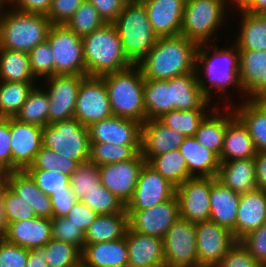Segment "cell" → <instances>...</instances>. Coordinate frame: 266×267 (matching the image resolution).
Here are the masks:
<instances>
[{"label": "cell", "instance_id": "obj_64", "mask_svg": "<svg viewBox=\"0 0 266 267\" xmlns=\"http://www.w3.org/2000/svg\"><path fill=\"white\" fill-rule=\"evenodd\" d=\"M244 10L255 15H266V0H251Z\"/></svg>", "mask_w": 266, "mask_h": 267}, {"label": "cell", "instance_id": "obj_32", "mask_svg": "<svg viewBox=\"0 0 266 267\" xmlns=\"http://www.w3.org/2000/svg\"><path fill=\"white\" fill-rule=\"evenodd\" d=\"M172 110L209 108L210 101L201 91L196 71L171 78Z\"/></svg>", "mask_w": 266, "mask_h": 267}, {"label": "cell", "instance_id": "obj_68", "mask_svg": "<svg viewBox=\"0 0 266 267\" xmlns=\"http://www.w3.org/2000/svg\"><path fill=\"white\" fill-rule=\"evenodd\" d=\"M4 177H5V172L0 168V189L1 186L4 184Z\"/></svg>", "mask_w": 266, "mask_h": 267}, {"label": "cell", "instance_id": "obj_5", "mask_svg": "<svg viewBox=\"0 0 266 267\" xmlns=\"http://www.w3.org/2000/svg\"><path fill=\"white\" fill-rule=\"evenodd\" d=\"M52 24L46 15L0 11V48L29 53L47 41Z\"/></svg>", "mask_w": 266, "mask_h": 267}, {"label": "cell", "instance_id": "obj_70", "mask_svg": "<svg viewBox=\"0 0 266 267\" xmlns=\"http://www.w3.org/2000/svg\"><path fill=\"white\" fill-rule=\"evenodd\" d=\"M157 267H178V266H172V265L163 264V265H160V266H157Z\"/></svg>", "mask_w": 266, "mask_h": 267}, {"label": "cell", "instance_id": "obj_65", "mask_svg": "<svg viewBox=\"0 0 266 267\" xmlns=\"http://www.w3.org/2000/svg\"><path fill=\"white\" fill-rule=\"evenodd\" d=\"M6 232L5 218L3 215L2 186L0 189V238H4Z\"/></svg>", "mask_w": 266, "mask_h": 267}, {"label": "cell", "instance_id": "obj_35", "mask_svg": "<svg viewBox=\"0 0 266 267\" xmlns=\"http://www.w3.org/2000/svg\"><path fill=\"white\" fill-rule=\"evenodd\" d=\"M144 109L146 121L159 119L165 113L172 111L171 79H145Z\"/></svg>", "mask_w": 266, "mask_h": 267}, {"label": "cell", "instance_id": "obj_6", "mask_svg": "<svg viewBox=\"0 0 266 267\" xmlns=\"http://www.w3.org/2000/svg\"><path fill=\"white\" fill-rule=\"evenodd\" d=\"M113 24L124 53L133 64H137L158 39L149 22L146 7L140 0H129Z\"/></svg>", "mask_w": 266, "mask_h": 267}, {"label": "cell", "instance_id": "obj_24", "mask_svg": "<svg viewBox=\"0 0 266 267\" xmlns=\"http://www.w3.org/2000/svg\"><path fill=\"white\" fill-rule=\"evenodd\" d=\"M126 241L128 267H157L165 264L162 238L140 234L128 227Z\"/></svg>", "mask_w": 266, "mask_h": 267}, {"label": "cell", "instance_id": "obj_12", "mask_svg": "<svg viewBox=\"0 0 266 267\" xmlns=\"http://www.w3.org/2000/svg\"><path fill=\"white\" fill-rule=\"evenodd\" d=\"M211 177H192L176 187L180 218L194 224L210 219Z\"/></svg>", "mask_w": 266, "mask_h": 267}, {"label": "cell", "instance_id": "obj_31", "mask_svg": "<svg viewBox=\"0 0 266 267\" xmlns=\"http://www.w3.org/2000/svg\"><path fill=\"white\" fill-rule=\"evenodd\" d=\"M178 150L184 156L192 177H217L219 157L198 143L194 136L185 137Z\"/></svg>", "mask_w": 266, "mask_h": 267}, {"label": "cell", "instance_id": "obj_60", "mask_svg": "<svg viewBox=\"0 0 266 267\" xmlns=\"http://www.w3.org/2000/svg\"><path fill=\"white\" fill-rule=\"evenodd\" d=\"M53 217H63L68 214L78 201L72 192L53 193L51 196Z\"/></svg>", "mask_w": 266, "mask_h": 267}, {"label": "cell", "instance_id": "obj_10", "mask_svg": "<svg viewBox=\"0 0 266 267\" xmlns=\"http://www.w3.org/2000/svg\"><path fill=\"white\" fill-rule=\"evenodd\" d=\"M111 116L113 113L104 79L85 76L78 90L74 118L88 127Z\"/></svg>", "mask_w": 266, "mask_h": 267}, {"label": "cell", "instance_id": "obj_18", "mask_svg": "<svg viewBox=\"0 0 266 267\" xmlns=\"http://www.w3.org/2000/svg\"><path fill=\"white\" fill-rule=\"evenodd\" d=\"M43 127L10 117L12 171H25L42 147Z\"/></svg>", "mask_w": 266, "mask_h": 267}, {"label": "cell", "instance_id": "obj_2", "mask_svg": "<svg viewBox=\"0 0 266 267\" xmlns=\"http://www.w3.org/2000/svg\"><path fill=\"white\" fill-rule=\"evenodd\" d=\"M86 76H103L125 70L133 63L125 55L113 23H105L82 38Z\"/></svg>", "mask_w": 266, "mask_h": 267}, {"label": "cell", "instance_id": "obj_30", "mask_svg": "<svg viewBox=\"0 0 266 267\" xmlns=\"http://www.w3.org/2000/svg\"><path fill=\"white\" fill-rule=\"evenodd\" d=\"M216 178L240 195L257 189L255 158L220 162Z\"/></svg>", "mask_w": 266, "mask_h": 267}, {"label": "cell", "instance_id": "obj_36", "mask_svg": "<svg viewBox=\"0 0 266 267\" xmlns=\"http://www.w3.org/2000/svg\"><path fill=\"white\" fill-rule=\"evenodd\" d=\"M241 28L234 44L238 50L266 51V15H255L240 9Z\"/></svg>", "mask_w": 266, "mask_h": 267}, {"label": "cell", "instance_id": "obj_47", "mask_svg": "<svg viewBox=\"0 0 266 267\" xmlns=\"http://www.w3.org/2000/svg\"><path fill=\"white\" fill-rule=\"evenodd\" d=\"M79 165L77 161L64 158L55 151L42 146L35 157L34 163L26 170L61 171L70 177Z\"/></svg>", "mask_w": 266, "mask_h": 267}, {"label": "cell", "instance_id": "obj_3", "mask_svg": "<svg viewBox=\"0 0 266 267\" xmlns=\"http://www.w3.org/2000/svg\"><path fill=\"white\" fill-rule=\"evenodd\" d=\"M204 45L206 46V44H200L198 46L195 71L201 91L205 94L206 98L211 101V90L214 89L218 92L226 93L227 88L231 84L233 86L236 85L240 89V92H242L239 82L238 47L233 44L231 48L224 49L219 48L217 45H212L213 51L211 50L212 54H210L204 48ZM201 71L204 72V78L199 76ZM207 82L209 85H206Z\"/></svg>", "mask_w": 266, "mask_h": 267}, {"label": "cell", "instance_id": "obj_1", "mask_svg": "<svg viewBox=\"0 0 266 267\" xmlns=\"http://www.w3.org/2000/svg\"><path fill=\"white\" fill-rule=\"evenodd\" d=\"M198 46L181 34L158 37L155 46L136 65L144 79L170 80L195 72Z\"/></svg>", "mask_w": 266, "mask_h": 267}, {"label": "cell", "instance_id": "obj_17", "mask_svg": "<svg viewBox=\"0 0 266 267\" xmlns=\"http://www.w3.org/2000/svg\"><path fill=\"white\" fill-rule=\"evenodd\" d=\"M86 75H54L49 81L47 94L49 99L48 124L74 117L76 99L82 79Z\"/></svg>", "mask_w": 266, "mask_h": 267}, {"label": "cell", "instance_id": "obj_28", "mask_svg": "<svg viewBox=\"0 0 266 267\" xmlns=\"http://www.w3.org/2000/svg\"><path fill=\"white\" fill-rule=\"evenodd\" d=\"M256 153L257 150L247 128L231 110L227 114V128L220 162L254 158Z\"/></svg>", "mask_w": 266, "mask_h": 267}, {"label": "cell", "instance_id": "obj_7", "mask_svg": "<svg viewBox=\"0 0 266 267\" xmlns=\"http://www.w3.org/2000/svg\"><path fill=\"white\" fill-rule=\"evenodd\" d=\"M227 0H186L180 34L198 45H212L213 34L222 25ZM210 44H209V43Z\"/></svg>", "mask_w": 266, "mask_h": 267}, {"label": "cell", "instance_id": "obj_59", "mask_svg": "<svg viewBox=\"0 0 266 267\" xmlns=\"http://www.w3.org/2000/svg\"><path fill=\"white\" fill-rule=\"evenodd\" d=\"M97 9L105 23H113L129 0H86Z\"/></svg>", "mask_w": 266, "mask_h": 267}, {"label": "cell", "instance_id": "obj_15", "mask_svg": "<svg viewBox=\"0 0 266 267\" xmlns=\"http://www.w3.org/2000/svg\"><path fill=\"white\" fill-rule=\"evenodd\" d=\"M145 163V159L139 153L133 159L98 166L100 182L126 206L133 197L140 171Z\"/></svg>", "mask_w": 266, "mask_h": 267}, {"label": "cell", "instance_id": "obj_49", "mask_svg": "<svg viewBox=\"0 0 266 267\" xmlns=\"http://www.w3.org/2000/svg\"><path fill=\"white\" fill-rule=\"evenodd\" d=\"M3 215L6 226L9 223L35 218L32 207L18 197L5 184L2 185Z\"/></svg>", "mask_w": 266, "mask_h": 267}, {"label": "cell", "instance_id": "obj_56", "mask_svg": "<svg viewBox=\"0 0 266 267\" xmlns=\"http://www.w3.org/2000/svg\"><path fill=\"white\" fill-rule=\"evenodd\" d=\"M84 0H51L47 17L52 25H65Z\"/></svg>", "mask_w": 266, "mask_h": 267}, {"label": "cell", "instance_id": "obj_34", "mask_svg": "<svg viewBox=\"0 0 266 267\" xmlns=\"http://www.w3.org/2000/svg\"><path fill=\"white\" fill-rule=\"evenodd\" d=\"M234 114L247 128L257 152H266V110L256 100H246L234 108Z\"/></svg>", "mask_w": 266, "mask_h": 267}, {"label": "cell", "instance_id": "obj_16", "mask_svg": "<svg viewBox=\"0 0 266 267\" xmlns=\"http://www.w3.org/2000/svg\"><path fill=\"white\" fill-rule=\"evenodd\" d=\"M176 187L147 162L143 165L132 199L126 210H143L166 202L175 196Z\"/></svg>", "mask_w": 266, "mask_h": 267}, {"label": "cell", "instance_id": "obj_19", "mask_svg": "<svg viewBox=\"0 0 266 267\" xmlns=\"http://www.w3.org/2000/svg\"><path fill=\"white\" fill-rule=\"evenodd\" d=\"M90 143L141 145L142 123L128 118L111 116L88 126Z\"/></svg>", "mask_w": 266, "mask_h": 267}, {"label": "cell", "instance_id": "obj_55", "mask_svg": "<svg viewBox=\"0 0 266 267\" xmlns=\"http://www.w3.org/2000/svg\"><path fill=\"white\" fill-rule=\"evenodd\" d=\"M216 267H262L240 241L229 249Z\"/></svg>", "mask_w": 266, "mask_h": 267}, {"label": "cell", "instance_id": "obj_58", "mask_svg": "<svg viewBox=\"0 0 266 267\" xmlns=\"http://www.w3.org/2000/svg\"><path fill=\"white\" fill-rule=\"evenodd\" d=\"M97 216L98 214L94 210L78 200L65 217L85 233Z\"/></svg>", "mask_w": 266, "mask_h": 267}, {"label": "cell", "instance_id": "obj_21", "mask_svg": "<svg viewBox=\"0 0 266 267\" xmlns=\"http://www.w3.org/2000/svg\"><path fill=\"white\" fill-rule=\"evenodd\" d=\"M184 138L159 119L147 120L142 124L140 154L148 163L154 156L179 149Z\"/></svg>", "mask_w": 266, "mask_h": 267}, {"label": "cell", "instance_id": "obj_46", "mask_svg": "<svg viewBox=\"0 0 266 267\" xmlns=\"http://www.w3.org/2000/svg\"><path fill=\"white\" fill-rule=\"evenodd\" d=\"M100 184L98 166L90 162L80 164L70 176L72 193L79 201H82L89 192Z\"/></svg>", "mask_w": 266, "mask_h": 267}, {"label": "cell", "instance_id": "obj_44", "mask_svg": "<svg viewBox=\"0 0 266 267\" xmlns=\"http://www.w3.org/2000/svg\"><path fill=\"white\" fill-rule=\"evenodd\" d=\"M48 267H78L81 265V250L73 244L52 238L43 247Z\"/></svg>", "mask_w": 266, "mask_h": 267}, {"label": "cell", "instance_id": "obj_38", "mask_svg": "<svg viewBox=\"0 0 266 267\" xmlns=\"http://www.w3.org/2000/svg\"><path fill=\"white\" fill-rule=\"evenodd\" d=\"M29 53L0 48V81L35 82Z\"/></svg>", "mask_w": 266, "mask_h": 267}, {"label": "cell", "instance_id": "obj_37", "mask_svg": "<svg viewBox=\"0 0 266 267\" xmlns=\"http://www.w3.org/2000/svg\"><path fill=\"white\" fill-rule=\"evenodd\" d=\"M213 113H209L201 121L194 137L205 148L214 152L219 158L223 149L224 137L227 128V114L220 115L217 107H212Z\"/></svg>", "mask_w": 266, "mask_h": 267}, {"label": "cell", "instance_id": "obj_29", "mask_svg": "<svg viewBox=\"0 0 266 267\" xmlns=\"http://www.w3.org/2000/svg\"><path fill=\"white\" fill-rule=\"evenodd\" d=\"M266 223V191L255 189L241 194L236 220V240Z\"/></svg>", "mask_w": 266, "mask_h": 267}, {"label": "cell", "instance_id": "obj_11", "mask_svg": "<svg viewBox=\"0 0 266 267\" xmlns=\"http://www.w3.org/2000/svg\"><path fill=\"white\" fill-rule=\"evenodd\" d=\"M165 264L198 267L195 224L179 218L163 238Z\"/></svg>", "mask_w": 266, "mask_h": 267}, {"label": "cell", "instance_id": "obj_43", "mask_svg": "<svg viewBox=\"0 0 266 267\" xmlns=\"http://www.w3.org/2000/svg\"><path fill=\"white\" fill-rule=\"evenodd\" d=\"M206 108L191 110H172L165 113L159 120L167 127L182 133L185 137L194 136L199 125L208 114Z\"/></svg>", "mask_w": 266, "mask_h": 267}, {"label": "cell", "instance_id": "obj_20", "mask_svg": "<svg viewBox=\"0 0 266 267\" xmlns=\"http://www.w3.org/2000/svg\"><path fill=\"white\" fill-rule=\"evenodd\" d=\"M158 37L180 35L186 0H140Z\"/></svg>", "mask_w": 266, "mask_h": 267}, {"label": "cell", "instance_id": "obj_40", "mask_svg": "<svg viewBox=\"0 0 266 267\" xmlns=\"http://www.w3.org/2000/svg\"><path fill=\"white\" fill-rule=\"evenodd\" d=\"M0 117H15L28 95L34 89V82L0 81Z\"/></svg>", "mask_w": 266, "mask_h": 267}, {"label": "cell", "instance_id": "obj_66", "mask_svg": "<svg viewBox=\"0 0 266 267\" xmlns=\"http://www.w3.org/2000/svg\"><path fill=\"white\" fill-rule=\"evenodd\" d=\"M238 8V10L240 9H244L250 2L251 0H231Z\"/></svg>", "mask_w": 266, "mask_h": 267}, {"label": "cell", "instance_id": "obj_33", "mask_svg": "<svg viewBox=\"0 0 266 267\" xmlns=\"http://www.w3.org/2000/svg\"><path fill=\"white\" fill-rule=\"evenodd\" d=\"M128 227L126 209L111 215H98L84 233V243L94 244L122 239L126 236Z\"/></svg>", "mask_w": 266, "mask_h": 267}, {"label": "cell", "instance_id": "obj_48", "mask_svg": "<svg viewBox=\"0 0 266 267\" xmlns=\"http://www.w3.org/2000/svg\"><path fill=\"white\" fill-rule=\"evenodd\" d=\"M82 202L98 215H111L126 209L123 202L102 184L89 192Z\"/></svg>", "mask_w": 266, "mask_h": 267}, {"label": "cell", "instance_id": "obj_51", "mask_svg": "<svg viewBox=\"0 0 266 267\" xmlns=\"http://www.w3.org/2000/svg\"><path fill=\"white\" fill-rule=\"evenodd\" d=\"M31 71L35 78L54 76V52L48 41L38 44L29 52Z\"/></svg>", "mask_w": 266, "mask_h": 267}, {"label": "cell", "instance_id": "obj_57", "mask_svg": "<svg viewBox=\"0 0 266 267\" xmlns=\"http://www.w3.org/2000/svg\"><path fill=\"white\" fill-rule=\"evenodd\" d=\"M10 117H0V168L6 173L12 171V150Z\"/></svg>", "mask_w": 266, "mask_h": 267}, {"label": "cell", "instance_id": "obj_25", "mask_svg": "<svg viewBox=\"0 0 266 267\" xmlns=\"http://www.w3.org/2000/svg\"><path fill=\"white\" fill-rule=\"evenodd\" d=\"M4 184L28 203L36 216L53 218L50 196L44 194L26 171H9L5 173Z\"/></svg>", "mask_w": 266, "mask_h": 267}, {"label": "cell", "instance_id": "obj_50", "mask_svg": "<svg viewBox=\"0 0 266 267\" xmlns=\"http://www.w3.org/2000/svg\"><path fill=\"white\" fill-rule=\"evenodd\" d=\"M36 185L47 196L59 192H72L70 177L60 172L48 170H25Z\"/></svg>", "mask_w": 266, "mask_h": 267}, {"label": "cell", "instance_id": "obj_9", "mask_svg": "<svg viewBox=\"0 0 266 267\" xmlns=\"http://www.w3.org/2000/svg\"><path fill=\"white\" fill-rule=\"evenodd\" d=\"M47 41L54 52V75H86L82 37L66 24L52 25Z\"/></svg>", "mask_w": 266, "mask_h": 267}, {"label": "cell", "instance_id": "obj_61", "mask_svg": "<svg viewBox=\"0 0 266 267\" xmlns=\"http://www.w3.org/2000/svg\"><path fill=\"white\" fill-rule=\"evenodd\" d=\"M9 3L14 10L41 15H47L51 6V0H9Z\"/></svg>", "mask_w": 266, "mask_h": 267}, {"label": "cell", "instance_id": "obj_23", "mask_svg": "<svg viewBox=\"0 0 266 267\" xmlns=\"http://www.w3.org/2000/svg\"><path fill=\"white\" fill-rule=\"evenodd\" d=\"M4 239L27 249L44 247L52 239L51 219L36 216L9 223Z\"/></svg>", "mask_w": 266, "mask_h": 267}, {"label": "cell", "instance_id": "obj_69", "mask_svg": "<svg viewBox=\"0 0 266 267\" xmlns=\"http://www.w3.org/2000/svg\"><path fill=\"white\" fill-rule=\"evenodd\" d=\"M7 4H9V0H0V11L5 9V7L3 8V6H5Z\"/></svg>", "mask_w": 266, "mask_h": 267}, {"label": "cell", "instance_id": "obj_4", "mask_svg": "<svg viewBox=\"0 0 266 267\" xmlns=\"http://www.w3.org/2000/svg\"><path fill=\"white\" fill-rule=\"evenodd\" d=\"M108 91L109 102L114 116L146 121L144 109V83L140 68L131 67L101 76Z\"/></svg>", "mask_w": 266, "mask_h": 267}, {"label": "cell", "instance_id": "obj_26", "mask_svg": "<svg viewBox=\"0 0 266 267\" xmlns=\"http://www.w3.org/2000/svg\"><path fill=\"white\" fill-rule=\"evenodd\" d=\"M241 195L211 177L210 219L230 230L236 239V220Z\"/></svg>", "mask_w": 266, "mask_h": 267}, {"label": "cell", "instance_id": "obj_63", "mask_svg": "<svg viewBox=\"0 0 266 267\" xmlns=\"http://www.w3.org/2000/svg\"><path fill=\"white\" fill-rule=\"evenodd\" d=\"M46 257L47 255L43 247L29 249L26 267H48Z\"/></svg>", "mask_w": 266, "mask_h": 267}, {"label": "cell", "instance_id": "obj_54", "mask_svg": "<svg viewBox=\"0 0 266 267\" xmlns=\"http://www.w3.org/2000/svg\"><path fill=\"white\" fill-rule=\"evenodd\" d=\"M29 249L0 238V267H26Z\"/></svg>", "mask_w": 266, "mask_h": 267}, {"label": "cell", "instance_id": "obj_14", "mask_svg": "<svg viewBox=\"0 0 266 267\" xmlns=\"http://www.w3.org/2000/svg\"><path fill=\"white\" fill-rule=\"evenodd\" d=\"M126 211L131 230L162 239L169 228L180 218L176 196L151 208Z\"/></svg>", "mask_w": 266, "mask_h": 267}, {"label": "cell", "instance_id": "obj_53", "mask_svg": "<svg viewBox=\"0 0 266 267\" xmlns=\"http://www.w3.org/2000/svg\"><path fill=\"white\" fill-rule=\"evenodd\" d=\"M239 241L262 267H266V223Z\"/></svg>", "mask_w": 266, "mask_h": 267}, {"label": "cell", "instance_id": "obj_39", "mask_svg": "<svg viewBox=\"0 0 266 267\" xmlns=\"http://www.w3.org/2000/svg\"><path fill=\"white\" fill-rule=\"evenodd\" d=\"M148 164L175 187L192 178L186 160L178 149L154 156Z\"/></svg>", "mask_w": 266, "mask_h": 267}, {"label": "cell", "instance_id": "obj_42", "mask_svg": "<svg viewBox=\"0 0 266 267\" xmlns=\"http://www.w3.org/2000/svg\"><path fill=\"white\" fill-rule=\"evenodd\" d=\"M141 145H114L111 143H90L89 162L96 166L114 164L135 158Z\"/></svg>", "mask_w": 266, "mask_h": 267}, {"label": "cell", "instance_id": "obj_52", "mask_svg": "<svg viewBox=\"0 0 266 267\" xmlns=\"http://www.w3.org/2000/svg\"><path fill=\"white\" fill-rule=\"evenodd\" d=\"M51 229L52 238L73 244L81 251L83 250L85 246L84 232L65 216L53 217L51 219Z\"/></svg>", "mask_w": 266, "mask_h": 267}, {"label": "cell", "instance_id": "obj_67", "mask_svg": "<svg viewBox=\"0 0 266 267\" xmlns=\"http://www.w3.org/2000/svg\"><path fill=\"white\" fill-rule=\"evenodd\" d=\"M256 101L266 110V96H262L256 99Z\"/></svg>", "mask_w": 266, "mask_h": 267}, {"label": "cell", "instance_id": "obj_27", "mask_svg": "<svg viewBox=\"0 0 266 267\" xmlns=\"http://www.w3.org/2000/svg\"><path fill=\"white\" fill-rule=\"evenodd\" d=\"M81 264L84 267H128L126 236L115 241L85 244Z\"/></svg>", "mask_w": 266, "mask_h": 267}, {"label": "cell", "instance_id": "obj_41", "mask_svg": "<svg viewBox=\"0 0 266 267\" xmlns=\"http://www.w3.org/2000/svg\"><path fill=\"white\" fill-rule=\"evenodd\" d=\"M49 99L45 89L34 87L26 102L15 115L18 121L40 127L48 125Z\"/></svg>", "mask_w": 266, "mask_h": 267}, {"label": "cell", "instance_id": "obj_62", "mask_svg": "<svg viewBox=\"0 0 266 267\" xmlns=\"http://www.w3.org/2000/svg\"><path fill=\"white\" fill-rule=\"evenodd\" d=\"M257 188L266 191V152L255 155Z\"/></svg>", "mask_w": 266, "mask_h": 267}, {"label": "cell", "instance_id": "obj_13", "mask_svg": "<svg viewBox=\"0 0 266 267\" xmlns=\"http://www.w3.org/2000/svg\"><path fill=\"white\" fill-rule=\"evenodd\" d=\"M198 267H216L236 243L233 233L211 220L195 224Z\"/></svg>", "mask_w": 266, "mask_h": 267}, {"label": "cell", "instance_id": "obj_22", "mask_svg": "<svg viewBox=\"0 0 266 267\" xmlns=\"http://www.w3.org/2000/svg\"><path fill=\"white\" fill-rule=\"evenodd\" d=\"M239 82L249 100L266 96V51L239 50Z\"/></svg>", "mask_w": 266, "mask_h": 267}, {"label": "cell", "instance_id": "obj_8", "mask_svg": "<svg viewBox=\"0 0 266 267\" xmlns=\"http://www.w3.org/2000/svg\"><path fill=\"white\" fill-rule=\"evenodd\" d=\"M42 146L79 164L87 163L90 158L88 127L74 117L48 124L43 127Z\"/></svg>", "mask_w": 266, "mask_h": 267}, {"label": "cell", "instance_id": "obj_45", "mask_svg": "<svg viewBox=\"0 0 266 267\" xmlns=\"http://www.w3.org/2000/svg\"><path fill=\"white\" fill-rule=\"evenodd\" d=\"M105 24L92 3L84 0L66 25L79 37L91 34Z\"/></svg>", "mask_w": 266, "mask_h": 267}]
</instances>
